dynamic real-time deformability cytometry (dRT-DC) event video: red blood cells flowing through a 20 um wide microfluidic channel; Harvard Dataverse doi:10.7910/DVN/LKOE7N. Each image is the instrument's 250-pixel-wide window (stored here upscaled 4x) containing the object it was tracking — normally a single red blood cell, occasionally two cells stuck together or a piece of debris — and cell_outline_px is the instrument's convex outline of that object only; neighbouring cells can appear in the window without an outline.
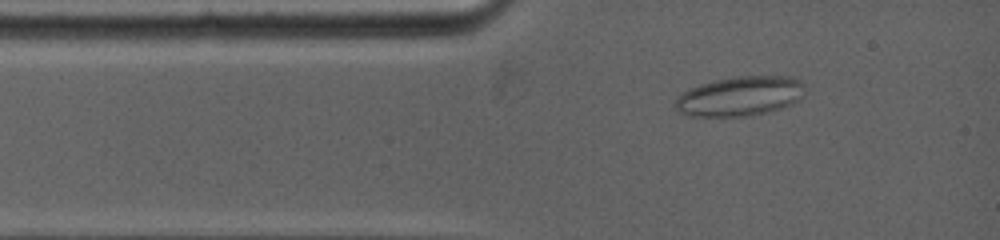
{"species": "common noctule bat (a hibernating species)", "species_latin": "Nyctalus noctula", "temperature_condition": "warm", "stored_images_in_passage": 7, "camera_frame_rate_fps": 5000, "um_per_image_px": 0.085, "animal": {"sex": "female", "body_mass_g": 19.0, "forearm_length_mm": 53.3}, "frame": {"image": 1, "passage_image": 3, "time_ms": 1.2, "image_size_px": [1000, 240], "cell_outline_px": [[804, 84], [800, 96], [792, 104], [768, 112], [748, 116], [688, 116], [680, 112], [672, 104], [680, 92], [700, 84], [732, 76], [788, 76], [800, 80]], "centroid_in_image_um": [62.83, 8.17], "position_along_channel_um": 22.2, "area_um2": 29.94}}
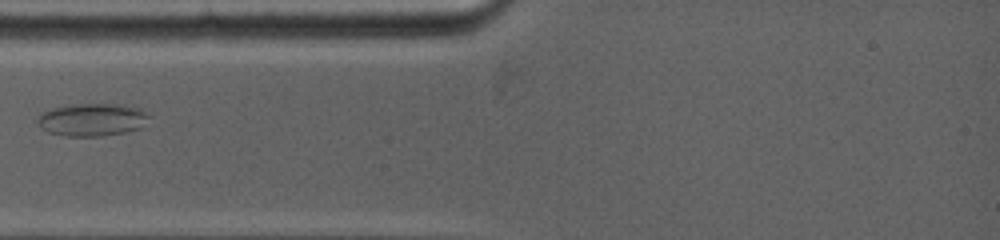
{"frame": {"image": 2, "passage_image": 6, "time_ms": 3.0, "image_size_px": [1000, 240], "cell_outline_px": [[152, 116], [140, 128], [124, 132], [100, 136], [64, 136], [48, 132], [40, 128], [36, 120], [40, 112], [52, 108], [72, 104], [124, 104], [140, 108]], "centroid_in_image_um": [7.82, 10.16], "position_along_channel_um": 77.2, "area_um2": 21.56}}